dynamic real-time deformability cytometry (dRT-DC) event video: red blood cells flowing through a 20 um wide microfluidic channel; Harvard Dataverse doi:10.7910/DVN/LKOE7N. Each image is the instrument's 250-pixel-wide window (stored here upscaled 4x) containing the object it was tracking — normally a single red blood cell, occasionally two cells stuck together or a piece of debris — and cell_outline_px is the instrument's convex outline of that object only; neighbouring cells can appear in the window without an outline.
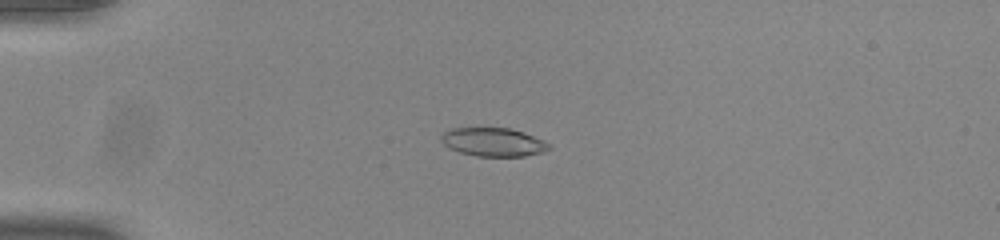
{"species": "common noctule bat (a hibernating species)", "species_latin": "Nyctalus noctula", "temperature_condition": "room temperature", "stored_images_in_passage": 53, "camera_frame_rate_fps": 3000, "um_per_image_px": 0.085, "animal": {"sex": "male", "body_mass_g": 20.0, "forearm_length_mm": 53.3}, "frame": {"image": 1, "passage_image": 14, "time_ms": 4.333, "image_size_px": [1000, 240], "cell_outline_px": [[552, 148], [544, 152], [524, 156], [476, 156], [460, 152], [448, 148], [440, 140], [440, 136], [444, 132], [452, 128], [508, 128], [524, 132], [544, 140], [552, 144]], "centroid_in_image_um": [41.96, 12.08], "position_along_channel_um": 43.0, "area_um2": 18.09}}
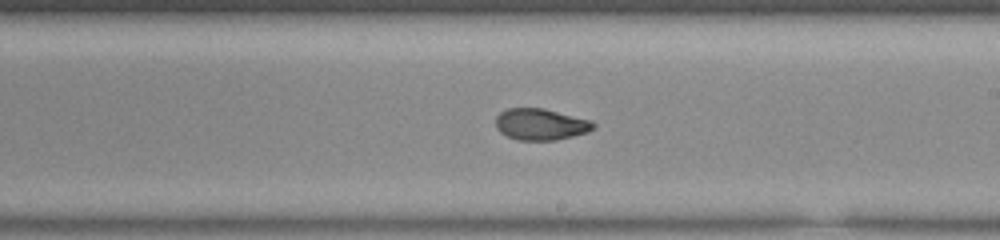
{"frame": {"image": 2, "passage_image": 32, "time_ms": 10.333, "image_size_px": [1000, 240], "cell_outline_px": [[596, 128], [588, 132], [556, 140], [516, 140], [500, 132], [496, 128], [496, 116], [500, 112], [508, 108], [544, 108], [592, 120], [596, 124]], "centroid_in_image_um": [45.98, 10.56], "position_along_channel_um": 243.0, "area_um2": 18.09}}
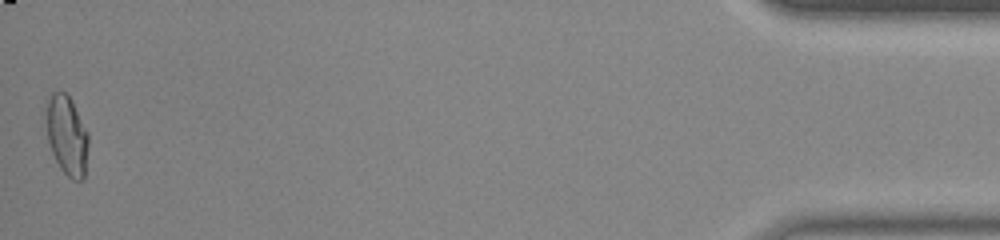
{"frame": {"image": 3, "passage_image": 53, "time_ms": 17.333, "image_size_px": [1000, 240], "cell_outline_px": [[88, 144], [84, 180], [72, 180], [60, 168], [52, 152], [48, 140], [48, 100], [52, 92], [64, 92], [72, 100], [88, 132]], "centroid_in_image_um": [5.73, 11.54], "position_along_channel_um": 429.5, "area_um2": 19.13}, "authors_computed_cell_mechanics": {"area_um2": 18.5538, "velocity_mm_per_s": 3.8941, "shape_relaxation_time_tau1_ms": null, "shape_relaxation_time_tau2_ms": 1.1911, "deformation_change_tau1": null, "deformation_change_tau2": 0.0572}}